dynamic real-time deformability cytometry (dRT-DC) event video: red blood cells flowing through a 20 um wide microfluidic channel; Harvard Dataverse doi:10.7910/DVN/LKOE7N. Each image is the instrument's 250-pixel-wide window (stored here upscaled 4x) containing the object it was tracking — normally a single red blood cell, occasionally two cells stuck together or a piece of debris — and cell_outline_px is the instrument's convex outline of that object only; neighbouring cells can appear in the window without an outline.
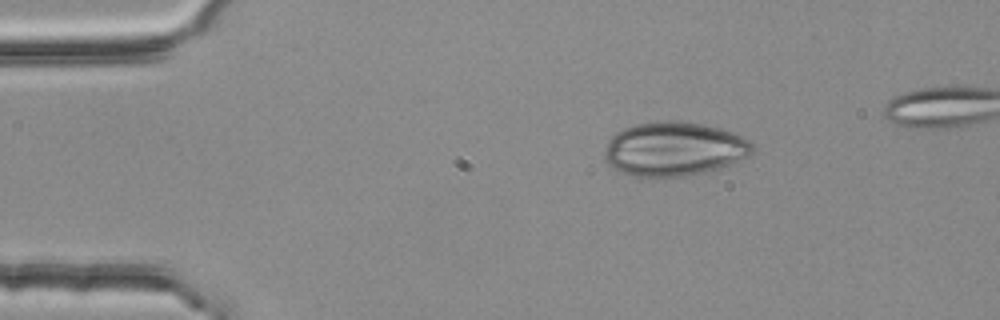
{"species": "common noctule bat (a hibernating species)", "species_latin": "Nyctalus noctula", "temperature_condition": "room temperature", "stored_images_in_passage": 3, "camera_frame_rate_fps": 3000, "um_per_image_px": 0.085, "animal": {"sex": "female", "body_mass_g": 25.1}, "frame": {"image": 1, "passage_image": 1, "time_ms": 0.0, "image_size_px": [1000, 320], "cell_outline_px": [[752, 152], [748, 156], [720, 168], [688, 176], [632, 176], [620, 172], [612, 168], [604, 160], [604, 152], [608, 140], [616, 132], [624, 128], [636, 124], [660, 120], [668, 120], [704, 124], [720, 128], [732, 132], [748, 140], [752, 144]], "centroid_in_image_um": [57.25, 12.66], "position_along_channel_um": 27.7, "area_um2": 46.59}}